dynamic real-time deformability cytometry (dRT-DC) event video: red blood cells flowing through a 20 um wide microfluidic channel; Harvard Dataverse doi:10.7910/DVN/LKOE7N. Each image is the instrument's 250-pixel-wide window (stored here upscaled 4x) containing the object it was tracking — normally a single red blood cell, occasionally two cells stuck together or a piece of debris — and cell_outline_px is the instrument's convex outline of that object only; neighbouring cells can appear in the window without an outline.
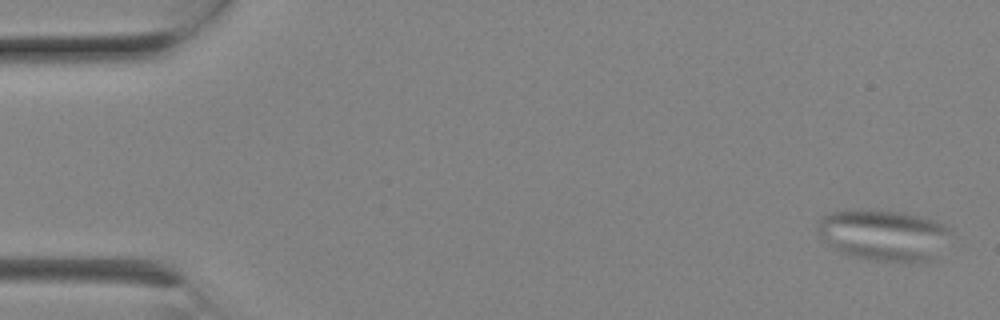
{"species": "Egyptian fruit bat (a non-hibernating species)", "species_latin": "Rousettus aegyptiacus", "temperature_condition": "room temperature", "stored_images_in_passage": 7, "segment_of_instrument_passage": [1, 2], "camera_frame_rate_fps": 3000, "um_per_image_px": 0.085, "animal": {"sex": "female"}, "frame": {"image": 1, "passage_image": 1, "time_ms": 0.0, "image_size_px": [1000, 320], "cell_outline_px": [[952, 232], [936, 260], [872, 260], [848, 256], [836, 252], [820, 236], [820, 220], [828, 212], [848, 208], [904, 212], [920, 216], [944, 224], [952, 228]], "centroid_in_image_um": [75.11, 19.96], "position_along_channel_um": 9.9, "area_um2": 39.88}}